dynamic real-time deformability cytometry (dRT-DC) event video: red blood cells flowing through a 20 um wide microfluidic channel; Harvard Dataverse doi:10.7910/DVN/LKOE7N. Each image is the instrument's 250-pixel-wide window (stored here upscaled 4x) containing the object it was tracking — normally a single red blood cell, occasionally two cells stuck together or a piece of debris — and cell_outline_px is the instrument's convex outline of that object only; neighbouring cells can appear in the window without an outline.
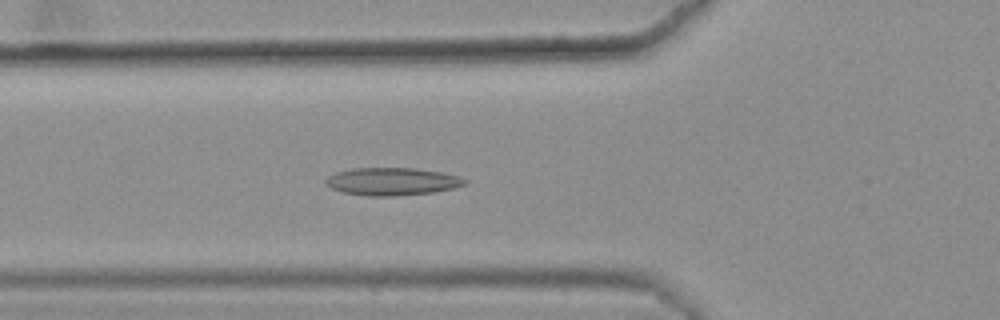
{"species": "common noctule bat (a hibernating species)", "species_latin": "Nyctalus noctula", "temperature_condition": "warm", "stored_images_in_passage": 46, "camera_frame_rate_fps": 3000, "um_per_image_px": 0.085, "animal": {"sex": "female", "body_mass_g": 25.1}, "frame": {"image": 1, "passage_image": 19, "time_ms": 6.0, "image_size_px": [1000, 320], "cell_outline_px": [[468, 180], [464, 184], [452, 188], [432, 192], [396, 196], [368, 196], [344, 192], [332, 188], [324, 184], [324, 180], [328, 176], [336, 172], [352, 168], [416, 168], [440, 172], [460, 176]], "centroid_in_image_um": [33.3, 15.42], "position_along_channel_um": 92.5, "area_um2": 22.37}}
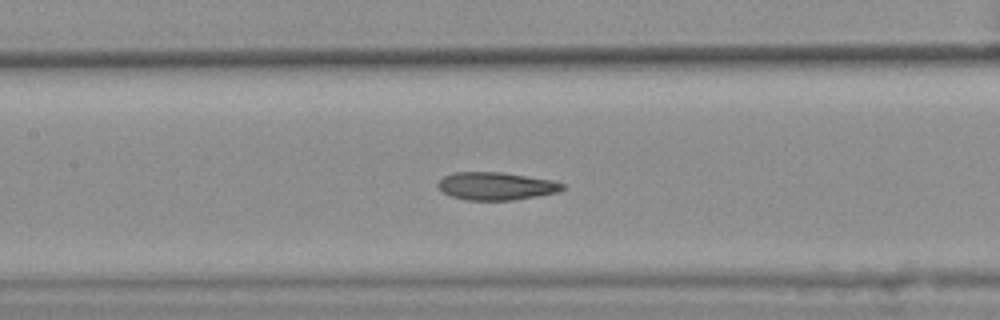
{"frame": {"image": 2, "passage_image": 25, "time_ms": 8.0, "image_size_px": [1000, 320], "cell_outline_px": [[568, 188], [560, 192], [516, 200], [468, 200], [452, 196], [444, 192], [436, 184], [444, 176], [456, 172], [500, 172], [552, 180], [568, 184]], "centroid_in_image_um": [42.26, 15.82], "position_along_channel_um": 165.1, "area_um2": 20.29}}
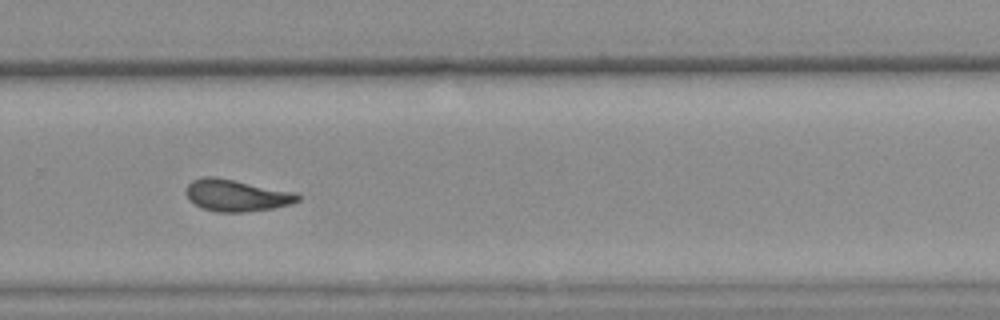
{"frame": {"image": 3, "passage_image": 37, "time_ms": 12.0, "image_size_px": [1000, 320], "cell_outline_px": [[300, 200], [292, 204], [272, 208], [244, 212], [216, 212], [204, 208], [188, 200], [188, 184], [192, 180], [204, 176], [216, 176], [292, 192], [300, 196]], "centroid_in_image_um": [20.09, 16.61], "position_along_channel_um": 309.7, "area_um2": 20.4}, "authors_computed_cell_mechanics": {"area_um2": 20.9814, "velocity_mm_per_s": 3.6206, "shape_relaxation_time_tau1_ms": null, "shape_relaxation_time_tau2_ms": 2.5161, "deformation_change_tau1": null, "deformation_change_tau2": 0.1057}}